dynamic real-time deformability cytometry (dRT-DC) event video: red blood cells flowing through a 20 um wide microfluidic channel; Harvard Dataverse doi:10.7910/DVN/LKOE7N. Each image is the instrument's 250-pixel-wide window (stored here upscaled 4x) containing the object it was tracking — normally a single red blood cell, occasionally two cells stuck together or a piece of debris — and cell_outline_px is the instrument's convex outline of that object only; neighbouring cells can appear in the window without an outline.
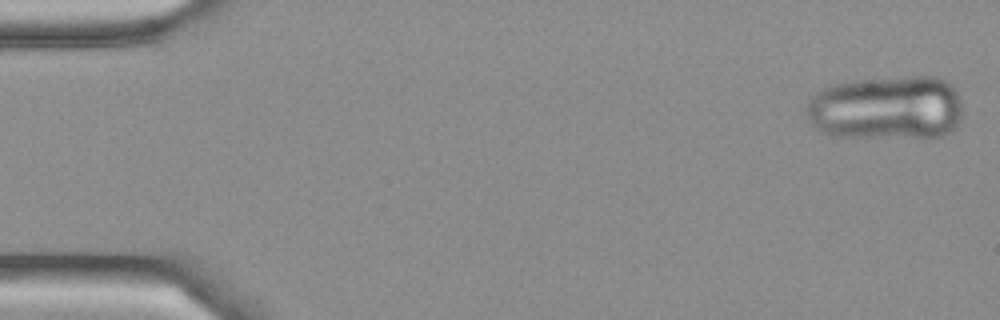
{"species": "Egyptian fruit bat (a non-hibernating species)", "species_latin": "Rousettus aegyptiacus", "temperature_condition": "cold", "stored_images_in_passage": 6, "camera_frame_rate_fps": 3000, "um_per_image_px": 0.085, "frame": {"image": 1, "passage_image": 1, "time_ms": 0.0, "image_size_px": [1000, 320], "cell_outline_px": [[964, 112], [956, 128], [952, 132], [940, 136], [924, 140], [836, 136], [820, 132], [808, 124], [804, 112], [812, 96], [824, 88], [832, 84], [852, 80], [904, 76], [936, 76], [944, 80], [960, 96]], "centroid_in_image_um": [75.37, 9.21], "position_along_channel_um": 9.6, "area_um2": 60.63}}